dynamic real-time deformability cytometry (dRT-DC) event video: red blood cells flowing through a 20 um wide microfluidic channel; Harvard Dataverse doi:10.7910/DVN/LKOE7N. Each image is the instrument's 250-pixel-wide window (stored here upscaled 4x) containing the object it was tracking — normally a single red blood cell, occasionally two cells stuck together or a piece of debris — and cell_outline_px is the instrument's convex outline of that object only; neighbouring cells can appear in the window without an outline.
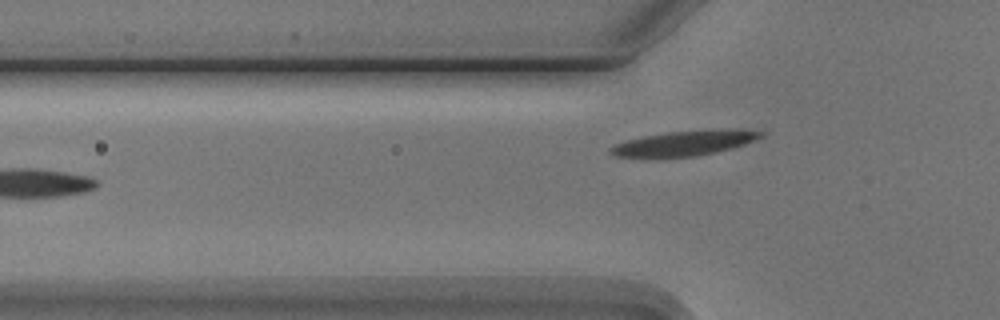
{"species": "Egyptian fruit bat (a non-hibernating species)", "species_latin": "Rousettus aegyptiacus", "temperature_condition": "cold", "stored_images_in_passage": 6, "camera_frame_rate_fps": 3000, "um_per_image_px": 0.085, "animal": {"sex": "male"}, "frame": {"image": 1, "passage_image": 6, "time_ms": 6.0, "image_size_px": [1000, 320], "cell_outline_px": [[764, 136], [744, 144], [732, 148], [716, 152], [696, 156], [656, 160], [644, 160], [612, 156], [608, 152], [608, 148], [612, 144], [624, 140], [644, 136], [668, 132], [712, 128], [736, 128], [764, 132]], "centroid_in_image_um": [58.04, 12.2], "position_along_channel_um": 67.8, "area_um2": 23.47}}